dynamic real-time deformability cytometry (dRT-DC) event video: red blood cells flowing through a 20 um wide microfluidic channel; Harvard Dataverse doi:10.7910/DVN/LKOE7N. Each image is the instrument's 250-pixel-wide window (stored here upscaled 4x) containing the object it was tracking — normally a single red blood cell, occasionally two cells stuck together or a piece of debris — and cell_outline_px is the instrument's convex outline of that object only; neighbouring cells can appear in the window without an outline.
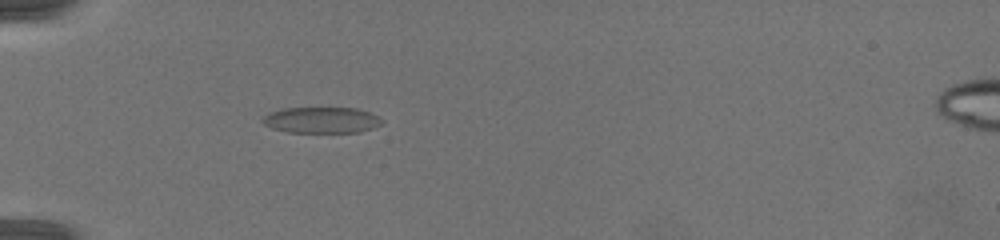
{"species": "common noctule bat (a hibernating species)", "species_latin": "Nyctalus noctula", "temperature_condition": "warm", "stored_images_in_passage": 39, "camera_frame_rate_fps": 3000, "um_per_image_px": 0.085, "animal": {"sex": "female", "body_mass_g": 19.5, "forearm_length_mm": 54.1}, "frame": {"image": 1, "passage_image": 7, "time_ms": 1.667, "image_size_px": [1000, 240], "cell_outline_px": [[380, 124], [372, 128], [360, 132], [288, 132], [272, 128], [264, 124], [260, 120], [268, 112], [280, 108], [356, 108], [368, 112], [376, 116], [380, 120]], "centroid_in_image_um": [27.24, 10.2], "position_along_channel_um": 57.8, "area_um2": 17.98}}
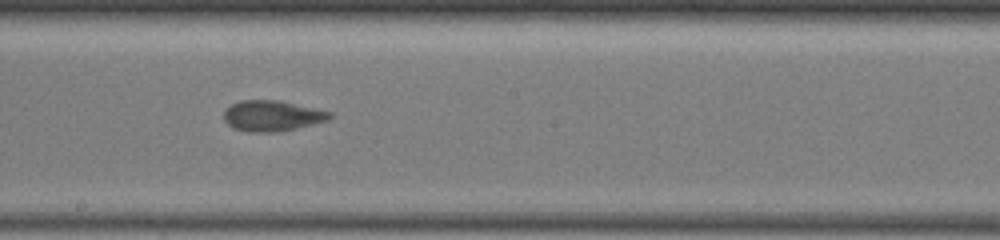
{"frame": {"image": 2, "passage_image": 24, "time_ms": 6.0, "image_size_px": [1000, 240], "cell_outline_px": [[332, 116], [328, 120], [280, 132], [248, 132], [232, 128], [224, 120], [224, 108], [240, 100], [280, 100], [332, 112]], "centroid_in_image_um": [23.1, 9.84], "position_along_channel_um": 225.1, "area_um2": 19.07}}
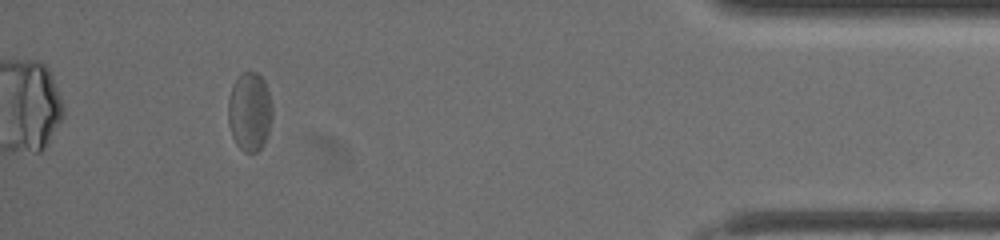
{"frame": {"image": 3, "passage_image": 36, "time_ms": 11.667, "image_size_px": [1000, 240], "cell_outline_px": [[272, 116], [268, 132], [264, 144], [256, 152], [244, 152], [236, 144], [232, 136], [228, 124], [228, 100], [232, 84], [240, 72], [256, 72], [264, 80], [268, 92], [272, 108]], "centroid_in_image_um": [21.2, 9.48], "position_along_channel_um": 414.0, "area_um2": 20.4}, "authors_computed_cell_mechanics": {"area_um2": 19.1896, "velocity_mm_per_s": 4.2002, "shape_relaxation_time_tau1_ms": 6.7721, "shape_relaxation_time_tau2_ms": 0.7765, "deformation_change_tau1": 0.139, "deformation_change_tau2": 0.0685}}